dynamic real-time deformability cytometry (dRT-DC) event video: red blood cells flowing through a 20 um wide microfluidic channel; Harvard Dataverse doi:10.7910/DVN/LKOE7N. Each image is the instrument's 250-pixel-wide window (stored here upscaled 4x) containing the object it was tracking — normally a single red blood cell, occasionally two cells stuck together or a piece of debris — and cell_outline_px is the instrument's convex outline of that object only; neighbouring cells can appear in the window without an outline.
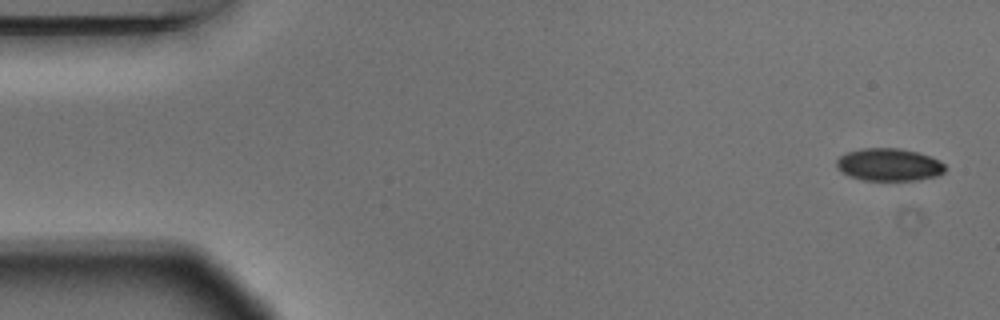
{"species": "Egyptian fruit bat (a non-hibernating species)", "species_latin": "Rousettus aegyptiacus", "temperature_condition": "warm", "stored_images_in_passage": 6, "camera_frame_rate_fps": 3000, "um_per_image_px": 0.085, "animal": {"sex": "male"}, "frame": {"image": 1, "passage_image": 1, "time_ms": 0.0, "image_size_px": [1000, 320], "cell_outline_px": [[948, 168], [944, 172], [936, 176], [916, 180], [864, 180], [848, 176], [836, 164], [836, 160], [840, 156], [848, 152], [860, 148], [900, 148], [932, 156], [940, 160]], "centroid_in_image_um": [75.61, 13.99], "position_along_channel_um": 9.4, "area_um2": 20.63}}